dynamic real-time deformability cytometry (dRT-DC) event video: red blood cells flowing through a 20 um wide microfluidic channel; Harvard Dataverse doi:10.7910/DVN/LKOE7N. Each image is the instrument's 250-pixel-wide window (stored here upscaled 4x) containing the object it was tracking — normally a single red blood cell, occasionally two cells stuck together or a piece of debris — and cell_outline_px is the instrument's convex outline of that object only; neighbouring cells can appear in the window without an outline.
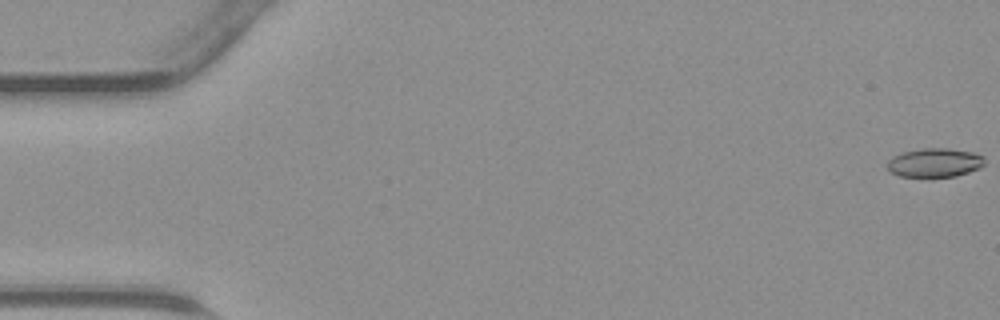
{"species": "common noctule bat (a hibernating species)", "species_latin": "Nyctalus noctula", "temperature_condition": "warm", "stored_images_in_passage": 8, "camera_frame_rate_fps": 3000, "um_per_image_px": 0.085, "animal": {"sex": "male", "body_mass_g": 23.1, "forearm_length_mm": 52.7}, "frame": {"image": 1, "passage_image": 1, "time_ms": 0.0, "image_size_px": [1000, 320], "cell_outline_px": [[984, 164], [980, 168], [956, 176], [900, 176], [888, 172], [888, 160], [892, 156], [904, 152], [924, 148], [948, 148], [972, 152], [984, 156]], "centroid_in_image_um": [79.45, 13.82], "position_along_channel_um": 5.6, "area_um2": 16.3}}